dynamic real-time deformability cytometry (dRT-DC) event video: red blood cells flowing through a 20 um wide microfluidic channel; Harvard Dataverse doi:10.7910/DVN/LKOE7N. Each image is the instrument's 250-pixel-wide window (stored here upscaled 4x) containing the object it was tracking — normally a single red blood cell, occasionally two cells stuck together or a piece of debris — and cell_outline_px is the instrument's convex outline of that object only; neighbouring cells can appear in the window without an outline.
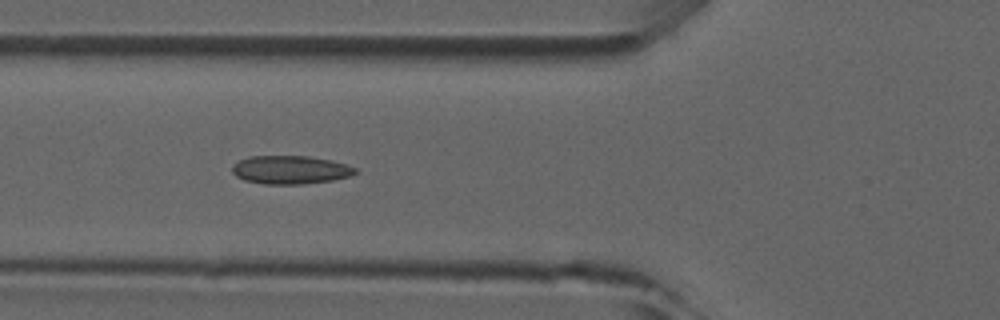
{"species": "common noctule bat (a hibernating species)", "species_latin": "Nyctalus noctula", "temperature_condition": "room temperature", "stored_images_in_passage": 8, "camera_frame_rate_fps": 3000, "um_per_image_px": 0.085, "animal": {"sex": "male", "forearm_length_mm": 52.5}, "frame": {"image": 1, "passage_image": 6, "time_ms": 5.667, "image_size_px": [1000, 320], "cell_outline_px": [[360, 172], [352, 176], [332, 180], [300, 184], [264, 184], [244, 180], [236, 176], [232, 172], [232, 164], [248, 156], [308, 156], [332, 160], [348, 164], [356, 168]], "centroid_in_image_um": [24.71, 14.43], "position_along_channel_um": 101.1, "area_um2": 20.58}}
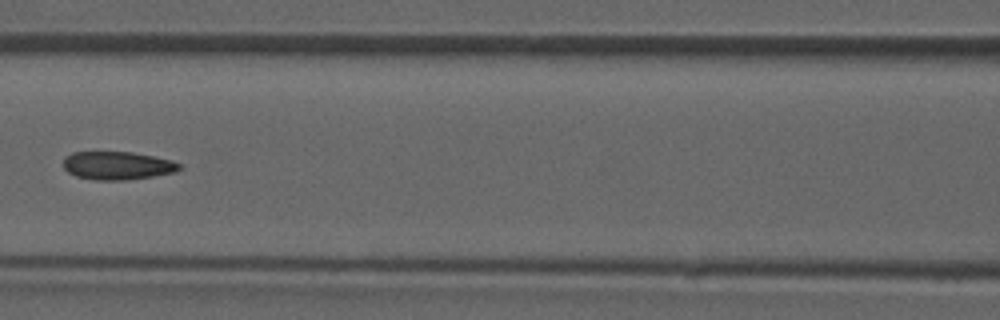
{"frame": {"image": 2, "passage_image": 7, "time_ms": 7.0, "image_size_px": [1000, 320], "cell_outline_px": [[180, 168], [176, 172], [128, 180], [96, 180], [76, 176], [68, 172], [64, 168], [64, 160], [72, 152], [132, 152], [172, 160], [180, 164]], "centroid_in_image_um": [9.99, 14.08], "position_along_channel_um": 156.6, "area_um2": 18.9}}